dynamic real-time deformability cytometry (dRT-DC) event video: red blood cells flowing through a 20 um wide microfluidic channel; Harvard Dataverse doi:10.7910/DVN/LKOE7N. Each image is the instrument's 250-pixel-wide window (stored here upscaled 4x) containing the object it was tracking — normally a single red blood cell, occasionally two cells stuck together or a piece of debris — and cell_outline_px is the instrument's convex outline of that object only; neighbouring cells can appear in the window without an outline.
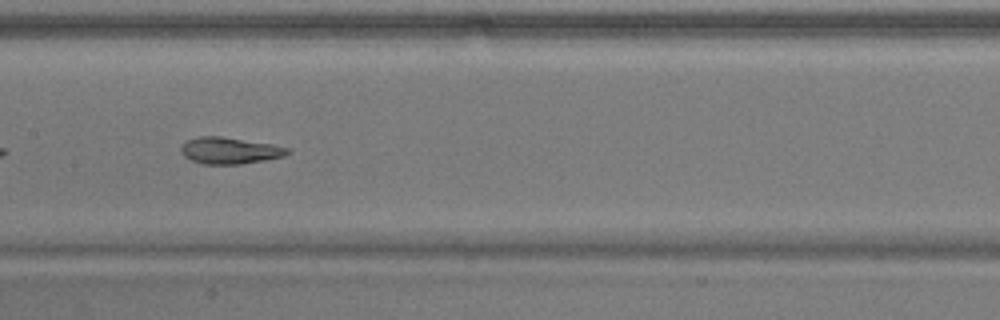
{"species": "common noctule bat (a hibernating species)", "species_latin": "Nyctalus noctula", "temperature_condition": "warm", "stored_images_in_passage": 38, "camera_frame_rate_fps": 3000, "um_per_image_px": 0.085, "animal": {"sex": "male", "body_mass_g": 17.9}, "frame": {"image": 1, "passage_image": 12, "time_ms": 3.667, "image_size_px": [1000, 320], "cell_outline_px": [[292, 152], [284, 156], [264, 160], [240, 164], [204, 164], [192, 160], [184, 156], [180, 152], [180, 148], [188, 140], [200, 136], [220, 136], [272, 144], [288, 148]], "centroid_in_image_um": [19.53, 12.8], "position_along_channel_um": 187.9, "area_um2": 16.36}}
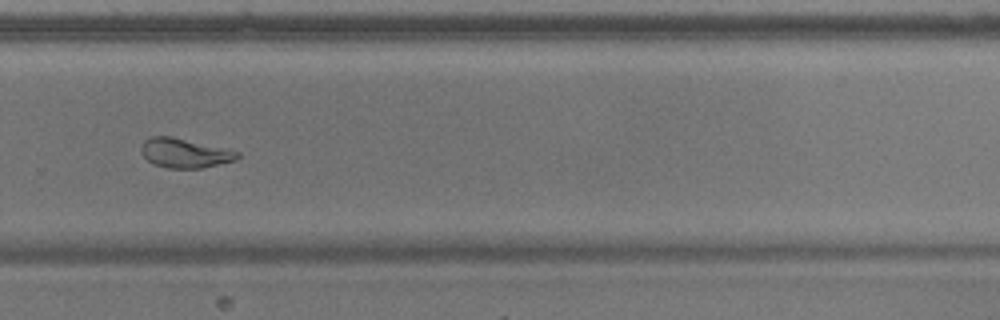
{"frame": {"image": 2, "passage_image": 22, "time_ms": 7.0, "image_size_px": [1000, 320], "cell_outline_px": [[240, 156], [236, 160], [200, 168], [168, 168], [152, 164], [140, 152], [140, 144], [144, 140], [152, 136], [172, 136], [240, 152]], "centroid_in_image_um": [15.65, 13.0], "position_along_channel_um": 314.1, "area_um2": 16.47}}
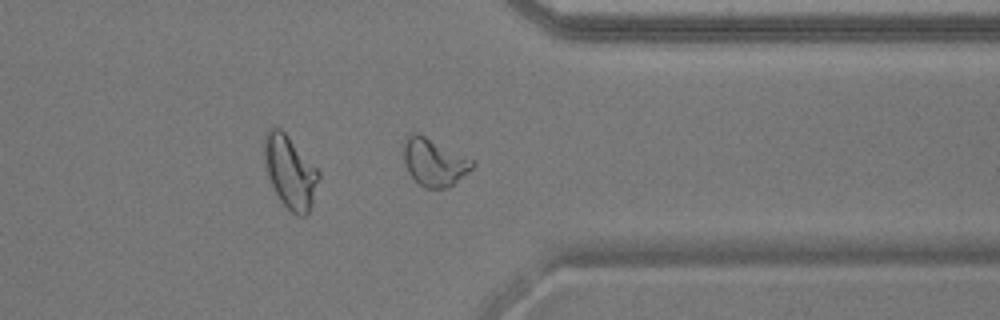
{"frame": {"image": 3, "passage_image": 27, "time_ms": 8.667, "image_size_px": [1000, 320], "cell_outline_px": [[476, 164], [472, 168], [452, 184], [444, 188], [424, 188], [408, 172], [404, 160], [404, 140], [408, 132], [420, 132], [476, 160]], "centroid_in_image_um": [36.9, 13.72], "position_along_channel_um": 374.5, "area_um2": 19.31}, "authors_computed_cell_mechanics": {"area_um2": 17.051, "velocity_mm_per_s": 3.8026, "shape_relaxation_time_tau1_ms": 6.3492, "shape_relaxation_time_tau2_ms": 2.0747, "deformation_change_tau1": 0.1864, "deformation_change_tau2": 0.0691}}